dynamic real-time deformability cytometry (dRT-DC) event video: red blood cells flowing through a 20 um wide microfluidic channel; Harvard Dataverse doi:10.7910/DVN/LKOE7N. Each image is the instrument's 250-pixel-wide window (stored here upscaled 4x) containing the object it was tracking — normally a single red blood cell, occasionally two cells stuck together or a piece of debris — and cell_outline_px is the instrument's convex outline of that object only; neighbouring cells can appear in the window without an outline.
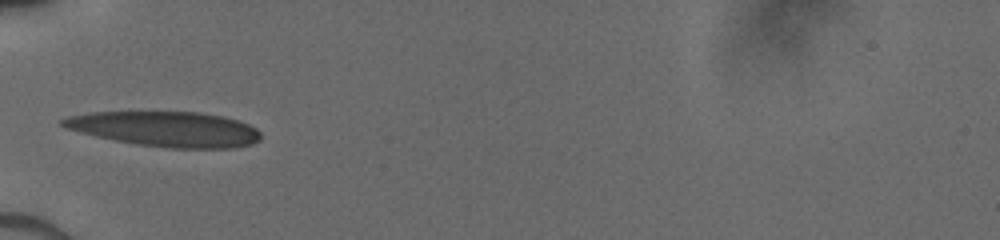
{"species": "human", "species_latin": "Homo sapiens", "temperature_condition": "cold", "stored_images_in_passage": 33, "camera_frame_rate_fps": 3000, "um_per_image_px": 0.085, "donor": {"sex": "male"}, "frame": {"image": 1, "passage_image": 1, "time_ms": 0.0, "image_size_px": [1000, 240], "cell_outline_px": [[260, 140], [252, 144], [236, 148], [168, 148], [136, 144], [96, 136], [80, 132], [68, 128], [60, 124], [60, 120], [68, 116], [92, 112], [200, 112], [224, 116], [248, 124], [256, 128], [260, 132]], "centroid_in_image_um": [14.12, 10.97], "position_along_channel_um": 70.9, "area_um2": 40.46}}
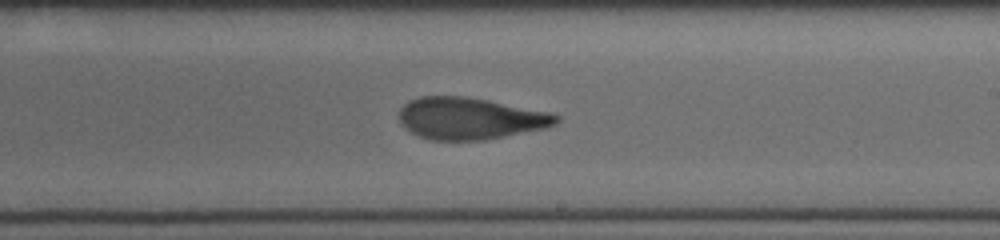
{"frame": {"image": 2, "passage_image": 14, "time_ms": 4.333, "image_size_px": [1000, 240], "cell_outline_px": [[560, 120], [556, 124], [544, 128], [484, 140], [428, 140], [404, 128], [400, 124], [400, 108], [408, 100], [420, 96], [464, 96], [488, 100], [552, 112], [560, 116]], "centroid_in_image_um": [39.95, 10.06], "position_along_channel_um": 249.1, "area_um2": 38.44}}
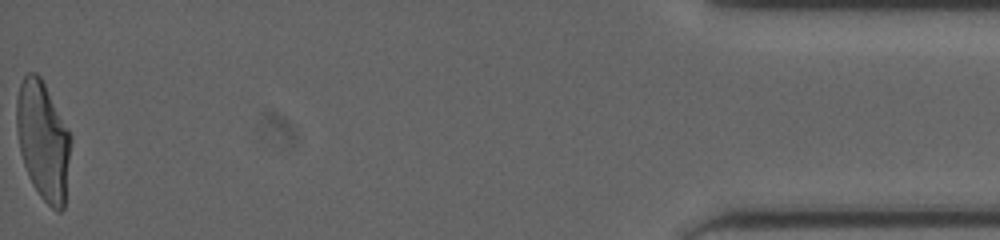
{"frame": {"image": 3, "passage_image": 33, "time_ms": 10.667, "image_size_px": [1000, 240], "cell_outline_px": [[72, 140], [64, 208], [60, 212], [56, 212], [40, 196], [32, 184], [24, 164], [20, 152], [16, 128], [16, 100], [20, 84], [24, 76], [28, 72], [36, 72], [40, 76], [68, 128], [72, 136]], "centroid_in_image_um": [3.67, 11.96], "position_along_channel_um": 431.5, "area_um2": 37.63}}